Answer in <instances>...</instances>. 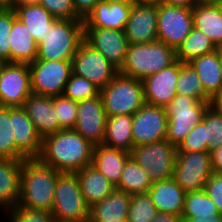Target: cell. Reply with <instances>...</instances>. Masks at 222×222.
<instances>
[{"mask_svg": "<svg viewBox=\"0 0 222 222\" xmlns=\"http://www.w3.org/2000/svg\"><path fill=\"white\" fill-rule=\"evenodd\" d=\"M93 148L74 129H62L43 138L39 159L61 173H76L92 164Z\"/></svg>", "mask_w": 222, "mask_h": 222, "instance_id": "6da1fadb", "label": "cell"}, {"mask_svg": "<svg viewBox=\"0 0 222 222\" xmlns=\"http://www.w3.org/2000/svg\"><path fill=\"white\" fill-rule=\"evenodd\" d=\"M61 172L39 158L22 160L18 206L52 212L56 181Z\"/></svg>", "mask_w": 222, "mask_h": 222, "instance_id": "7a4b0ae2", "label": "cell"}, {"mask_svg": "<svg viewBox=\"0 0 222 222\" xmlns=\"http://www.w3.org/2000/svg\"><path fill=\"white\" fill-rule=\"evenodd\" d=\"M177 61L176 51L162 41L129 44L119 73L135 79L144 78L167 68Z\"/></svg>", "mask_w": 222, "mask_h": 222, "instance_id": "3957f363", "label": "cell"}, {"mask_svg": "<svg viewBox=\"0 0 222 222\" xmlns=\"http://www.w3.org/2000/svg\"><path fill=\"white\" fill-rule=\"evenodd\" d=\"M83 41V20L58 19L38 44L36 60L71 61Z\"/></svg>", "mask_w": 222, "mask_h": 222, "instance_id": "277c9868", "label": "cell"}, {"mask_svg": "<svg viewBox=\"0 0 222 222\" xmlns=\"http://www.w3.org/2000/svg\"><path fill=\"white\" fill-rule=\"evenodd\" d=\"M100 96L107 117L133 115L145 104L142 80L122 73L100 90Z\"/></svg>", "mask_w": 222, "mask_h": 222, "instance_id": "5b68a950", "label": "cell"}, {"mask_svg": "<svg viewBox=\"0 0 222 222\" xmlns=\"http://www.w3.org/2000/svg\"><path fill=\"white\" fill-rule=\"evenodd\" d=\"M54 192L51 213L56 222L90 220L91 207L84 200L76 173H61Z\"/></svg>", "mask_w": 222, "mask_h": 222, "instance_id": "8992f818", "label": "cell"}, {"mask_svg": "<svg viewBox=\"0 0 222 222\" xmlns=\"http://www.w3.org/2000/svg\"><path fill=\"white\" fill-rule=\"evenodd\" d=\"M210 102H201L187 95H176L165 107L168 117L166 141L178 146L200 123Z\"/></svg>", "mask_w": 222, "mask_h": 222, "instance_id": "52a82bcc", "label": "cell"}, {"mask_svg": "<svg viewBox=\"0 0 222 222\" xmlns=\"http://www.w3.org/2000/svg\"><path fill=\"white\" fill-rule=\"evenodd\" d=\"M131 157L149 175L152 183L173 178L177 146L162 140L134 146Z\"/></svg>", "mask_w": 222, "mask_h": 222, "instance_id": "ba28073f", "label": "cell"}, {"mask_svg": "<svg viewBox=\"0 0 222 222\" xmlns=\"http://www.w3.org/2000/svg\"><path fill=\"white\" fill-rule=\"evenodd\" d=\"M28 67L32 93L50 97L63 95L72 74L71 61L35 60Z\"/></svg>", "mask_w": 222, "mask_h": 222, "instance_id": "9c48e42d", "label": "cell"}, {"mask_svg": "<svg viewBox=\"0 0 222 222\" xmlns=\"http://www.w3.org/2000/svg\"><path fill=\"white\" fill-rule=\"evenodd\" d=\"M212 173L210 152L177 151L173 179L186 193L204 190Z\"/></svg>", "mask_w": 222, "mask_h": 222, "instance_id": "30bf717a", "label": "cell"}, {"mask_svg": "<svg viewBox=\"0 0 222 222\" xmlns=\"http://www.w3.org/2000/svg\"><path fill=\"white\" fill-rule=\"evenodd\" d=\"M72 73L86 78L100 90L110 83L119 73V69L110 63L100 52L83 41L71 60Z\"/></svg>", "mask_w": 222, "mask_h": 222, "instance_id": "8fae6325", "label": "cell"}, {"mask_svg": "<svg viewBox=\"0 0 222 222\" xmlns=\"http://www.w3.org/2000/svg\"><path fill=\"white\" fill-rule=\"evenodd\" d=\"M192 28V7L158 5L157 40L176 50Z\"/></svg>", "mask_w": 222, "mask_h": 222, "instance_id": "7c38bea8", "label": "cell"}, {"mask_svg": "<svg viewBox=\"0 0 222 222\" xmlns=\"http://www.w3.org/2000/svg\"><path fill=\"white\" fill-rule=\"evenodd\" d=\"M32 94L26 63H4L0 69V105L22 107Z\"/></svg>", "mask_w": 222, "mask_h": 222, "instance_id": "4fadbf2b", "label": "cell"}, {"mask_svg": "<svg viewBox=\"0 0 222 222\" xmlns=\"http://www.w3.org/2000/svg\"><path fill=\"white\" fill-rule=\"evenodd\" d=\"M132 139L134 146L150 144L166 139L168 117L164 107L145 103L132 115Z\"/></svg>", "mask_w": 222, "mask_h": 222, "instance_id": "5bb4252c", "label": "cell"}, {"mask_svg": "<svg viewBox=\"0 0 222 222\" xmlns=\"http://www.w3.org/2000/svg\"><path fill=\"white\" fill-rule=\"evenodd\" d=\"M84 41L120 69L125 61L129 42L124 31L109 28H84Z\"/></svg>", "mask_w": 222, "mask_h": 222, "instance_id": "9a60e30c", "label": "cell"}, {"mask_svg": "<svg viewBox=\"0 0 222 222\" xmlns=\"http://www.w3.org/2000/svg\"><path fill=\"white\" fill-rule=\"evenodd\" d=\"M107 115L101 96L78 102L76 125L73 128L92 145L103 144Z\"/></svg>", "mask_w": 222, "mask_h": 222, "instance_id": "2e32d148", "label": "cell"}, {"mask_svg": "<svg viewBox=\"0 0 222 222\" xmlns=\"http://www.w3.org/2000/svg\"><path fill=\"white\" fill-rule=\"evenodd\" d=\"M183 64L177 60L171 66L142 80L145 103L165 108L172 101L177 95L176 85Z\"/></svg>", "mask_w": 222, "mask_h": 222, "instance_id": "e0dca14e", "label": "cell"}, {"mask_svg": "<svg viewBox=\"0 0 222 222\" xmlns=\"http://www.w3.org/2000/svg\"><path fill=\"white\" fill-rule=\"evenodd\" d=\"M158 6L133 4L124 29L129 44L149 43L157 40Z\"/></svg>", "mask_w": 222, "mask_h": 222, "instance_id": "ac0fdd59", "label": "cell"}, {"mask_svg": "<svg viewBox=\"0 0 222 222\" xmlns=\"http://www.w3.org/2000/svg\"><path fill=\"white\" fill-rule=\"evenodd\" d=\"M12 126L17 146V160L39 158L43 138L22 107H12Z\"/></svg>", "mask_w": 222, "mask_h": 222, "instance_id": "d6986e66", "label": "cell"}, {"mask_svg": "<svg viewBox=\"0 0 222 222\" xmlns=\"http://www.w3.org/2000/svg\"><path fill=\"white\" fill-rule=\"evenodd\" d=\"M22 108L42 138L63 129L59 125L53 97L32 93L24 102Z\"/></svg>", "mask_w": 222, "mask_h": 222, "instance_id": "ffe728a7", "label": "cell"}, {"mask_svg": "<svg viewBox=\"0 0 222 222\" xmlns=\"http://www.w3.org/2000/svg\"><path fill=\"white\" fill-rule=\"evenodd\" d=\"M132 5L100 0L83 20L84 28H109L124 31Z\"/></svg>", "mask_w": 222, "mask_h": 222, "instance_id": "44dd1931", "label": "cell"}, {"mask_svg": "<svg viewBox=\"0 0 222 222\" xmlns=\"http://www.w3.org/2000/svg\"><path fill=\"white\" fill-rule=\"evenodd\" d=\"M22 160L0 158V210L4 214L18 204Z\"/></svg>", "mask_w": 222, "mask_h": 222, "instance_id": "7402d4cb", "label": "cell"}, {"mask_svg": "<svg viewBox=\"0 0 222 222\" xmlns=\"http://www.w3.org/2000/svg\"><path fill=\"white\" fill-rule=\"evenodd\" d=\"M147 193L158 212L182 217L186 192L173 178L153 183Z\"/></svg>", "mask_w": 222, "mask_h": 222, "instance_id": "603a6c76", "label": "cell"}, {"mask_svg": "<svg viewBox=\"0 0 222 222\" xmlns=\"http://www.w3.org/2000/svg\"><path fill=\"white\" fill-rule=\"evenodd\" d=\"M198 74L205 93L212 99L222 93L220 49L187 62Z\"/></svg>", "mask_w": 222, "mask_h": 222, "instance_id": "cb8c5ba5", "label": "cell"}, {"mask_svg": "<svg viewBox=\"0 0 222 222\" xmlns=\"http://www.w3.org/2000/svg\"><path fill=\"white\" fill-rule=\"evenodd\" d=\"M192 13L193 27L205 33L217 49H222V5L196 3Z\"/></svg>", "mask_w": 222, "mask_h": 222, "instance_id": "d4e9b609", "label": "cell"}, {"mask_svg": "<svg viewBox=\"0 0 222 222\" xmlns=\"http://www.w3.org/2000/svg\"><path fill=\"white\" fill-rule=\"evenodd\" d=\"M130 157L131 154L126 151L100 144L93 148L91 165L104 174L110 182L117 186L126 161Z\"/></svg>", "mask_w": 222, "mask_h": 222, "instance_id": "484cf974", "label": "cell"}, {"mask_svg": "<svg viewBox=\"0 0 222 222\" xmlns=\"http://www.w3.org/2000/svg\"><path fill=\"white\" fill-rule=\"evenodd\" d=\"M85 202L92 207L108 197L116 186L92 165L76 172Z\"/></svg>", "mask_w": 222, "mask_h": 222, "instance_id": "4316f807", "label": "cell"}, {"mask_svg": "<svg viewBox=\"0 0 222 222\" xmlns=\"http://www.w3.org/2000/svg\"><path fill=\"white\" fill-rule=\"evenodd\" d=\"M131 196L115 189L108 197L95 203L90 209V222L125 220Z\"/></svg>", "mask_w": 222, "mask_h": 222, "instance_id": "83f0119b", "label": "cell"}, {"mask_svg": "<svg viewBox=\"0 0 222 222\" xmlns=\"http://www.w3.org/2000/svg\"><path fill=\"white\" fill-rule=\"evenodd\" d=\"M37 47L26 25L17 17L10 32V63L34 62L37 58Z\"/></svg>", "mask_w": 222, "mask_h": 222, "instance_id": "f1b7e54d", "label": "cell"}, {"mask_svg": "<svg viewBox=\"0 0 222 222\" xmlns=\"http://www.w3.org/2000/svg\"><path fill=\"white\" fill-rule=\"evenodd\" d=\"M11 8L26 25L37 45L42 42L48 29L58 20L42 5L12 6Z\"/></svg>", "mask_w": 222, "mask_h": 222, "instance_id": "f546056e", "label": "cell"}, {"mask_svg": "<svg viewBox=\"0 0 222 222\" xmlns=\"http://www.w3.org/2000/svg\"><path fill=\"white\" fill-rule=\"evenodd\" d=\"M132 115L107 117L103 144L131 153L134 148L132 139Z\"/></svg>", "mask_w": 222, "mask_h": 222, "instance_id": "4dcf8cb0", "label": "cell"}, {"mask_svg": "<svg viewBox=\"0 0 222 222\" xmlns=\"http://www.w3.org/2000/svg\"><path fill=\"white\" fill-rule=\"evenodd\" d=\"M152 184L147 172L130 157L126 161L116 189L132 196L135 194L147 193Z\"/></svg>", "mask_w": 222, "mask_h": 222, "instance_id": "1f68e13d", "label": "cell"}, {"mask_svg": "<svg viewBox=\"0 0 222 222\" xmlns=\"http://www.w3.org/2000/svg\"><path fill=\"white\" fill-rule=\"evenodd\" d=\"M217 50L209 37L192 28L190 34L181 42L176 51L177 60L187 63L195 57L206 55Z\"/></svg>", "mask_w": 222, "mask_h": 222, "instance_id": "d6a6232c", "label": "cell"}, {"mask_svg": "<svg viewBox=\"0 0 222 222\" xmlns=\"http://www.w3.org/2000/svg\"><path fill=\"white\" fill-rule=\"evenodd\" d=\"M220 214L214 201L208 196L205 190L187 192L184 198L182 222L188 217L210 216Z\"/></svg>", "mask_w": 222, "mask_h": 222, "instance_id": "836d02e7", "label": "cell"}, {"mask_svg": "<svg viewBox=\"0 0 222 222\" xmlns=\"http://www.w3.org/2000/svg\"><path fill=\"white\" fill-rule=\"evenodd\" d=\"M176 92L177 95L194 97L201 102H211V98L202 87L198 74L188 63H184L180 67Z\"/></svg>", "mask_w": 222, "mask_h": 222, "instance_id": "e575fe53", "label": "cell"}, {"mask_svg": "<svg viewBox=\"0 0 222 222\" xmlns=\"http://www.w3.org/2000/svg\"><path fill=\"white\" fill-rule=\"evenodd\" d=\"M12 127V107L0 105V158L17 160V146Z\"/></svg>", "mask_w": 222, "mask_h": 222, "instance_id": "d590c367", "label": "cell"}, {"mask_svg": "<svg viewBox=\"0 0 222 222\" xmlns=\"http://www.w3.org/2000/svg\"><path fill=\"white\" fill-rule=\"evenodd\" d=\"M100 95V89L86 78L71 74L65 84L63 96L73 101L80 102L93 99Z\"/></svg>", "mask_w": 222, "mask_h": 222, "instance_id": "8d00e7d4", "label": "cell"}, {"mask_svg": "<svg viewBox=\"0 0 222 222\" xmlns=\"http://www.w3.org/2000/svg\"><path fill=\"white\" fill-rule=\"evenodd\" d=\"M158 213L148 193L131 196L128 207V222H151Z\"/></svg>", "mask_w": 222, "mask_h": 222, "instance_id": "74e56055", "label": "cell"}, {"mask_svg": "<svg viewBox=\"0 0 222 222\" xmlns=\"http://www.w3.org/2000/svg\"><path fill=\"white\" fill-rule=\"evenodd\" d=\"M202 120L206 124L207 152H210L222 145V117L209 105Z\"/></svg>", "mask_w": 222, "mask_h": 222, "instance_id": "f35d334b", "label": "cell"}, {"mask_svg": "<svg viewBox=\"0 0 222 222\" xmlns=\"http://www.w3.org/2000/svg\"><path fill=\"white\" fill-rule=\"evenodd\" d=\"M16 18V12L11 7H5L0 12V60L4 63H10V32Z\"/></svg>", "mask_w": 222, "mask_h": 222, "instance_id": "ab89813d", "label": "cell"}, {"mask_svg": "<svg viewBox=\"0 0 222 222\" xmlns=\"http://www.w3.org/2000/svg\"><path fill=\"white\" fill-rule=\"evenodd\" d=\"M53 104L59 125L63 129H73L76 125L78 102L61 95L53 97Z\"/></svg>", "mask_w": 222, "mask_h": 222, "instance_id": "60d3db41", "label": "cell"}, {"mask_svg": "<svg viewBox=\"0 0 222 222\" xmlns=\"http://www.w3.org/2000/svg\"><path fill=\"white\" fill-rule=\"evenodd\" d=\"M3 216L7 218L8 222H56L51 212L33 210L18 205L8 209Z\"/></svg>", "mask_w": 222, "mask_h": 222, "instance_id": "b9f144b4", "label": "cell"}, {"mask_svg": "<svg viewBox=\"0 0 222 222\" xmlns=\"http://www.w3.org/2000/svg\"><path fill=\"white\" fill-rule=\"evenodd\" d=\"M177 151L204 152L207 151L206 124L202 120L196 124L190 133L177 146Z\"/></svg>", "mask_w": 222, "mask_h": 222, "instance_id": "7bdbcfd3", "label": "cell"}, {"mask_svg": "<svg viewBox=\"0 0 222 222\" xmlns=\"http://www.w3.org/2000/svg\"><path fill=\"white\" fill-rule=\"evenodd\" d=\"M54 18L82 20L76 13L73 0H41V4Z\"/></svg>", "mask_w": 222, "mask_h": 222, "instance_id": "ee69618b", "label": "cell"}, {"mask_svg": "<svg viewBox=\"0 0 222 222\" xmlns=\"http://www.w3.org/2000/svg\"><path fill=\"white\" fill-rule=\"evenodd\" d=\"M204 190L215 202L219 213L222 215V174L212 173Z\"/></svg>", "mask_w": 222, "mask_h": 222, "instance_id": "f6af8a7d", "label": "cell"}, {"mask_svg": "<svg viewBox=\"0 0 222 222\" xmlns=\"http://www.w3.org/2000/svg\"><path fill=\"white\" fill-rule=\"evenodd\" d=\"M100 0H73L77 15L84 20Z\"/></svg>", "mask_w": 222, "mask_h": 222, "instance_id": "bcb514c9", "label": "cell"}, {"mask_svg": "<svg viewBox=\"0 0 222 222\" xmlns=\"http://www.w3.org/2000/svg\"><path fill=\"white\" fill-rule=\"evenodd\" d=\"M213 173L222 174V145L210 151Z\"/></svg>", "mask_w": 222, "mask_h": 222, "instance_id": "7dc6e473", "label": "cell"}, {"mask_svg": "<svg viewBox=\"0 0 222 222\" xmlns=\"http://www.w3.org/2000/svg\"><path fill=\"white\" fill-rule=\"evenodd\" d=\"M184 222H222L221 214L188 217Z\"/></svg>", "mask_w": 222, "mask_h": 222, "instance_id": "c3c4849f", "label": "cell"}, {"mask_svg": "<svg viewBox=\"0 0 222 222\" xmlns=\"http://www.w3.org/2000/svg\"><path fill=\"white\" fill-rule=\"evenodd\" d=\"M151 222H182V219L175 214L158 212Z\"/></svg>", "mask_w": 222, "mask_h": 222, "instance_id": "681fc988", "label": "cell"}, {"mask_svg": "<svg viewBox=\"0 0 222 222\" xmlns=\"http://www.w3.org/2000/svg\"><path fill=\"white\" fill-rule=\"evenodd\" d=\"M161 3L174 6L193 7L196 4V0H161Z\"/></svg>", "mask_w": 222, "mask_h": 222, "instance_id": "f907efd6", "label": "cell"}, {"mask_svg": "<svg viewBox=\"0 0 222 222\" xmlns=\"http://www.w3.org/2000/svg\"><path fill=\"white\" fill-rule=\"evenodd\" d=\"M210 106L222 117V93L211 99Z\"/></svg>", "mask_w": 222, "mask_h": 222, "instance_id": "816d5d0a", "label": "cell"}, {"mask_svg": "<svg viewBox=\"0 0 222 222\" xmlns=\"http://www.w3.org/2000/svg\"><path fill=\"white\" fill-rule=\"evenodd\" d=\"M40 5L41 0H13L12 6Z\"/></svg>", "mask_w": 222, "mask_h": 222, "instance_id": "f5cc1de1", "label": "cell"}, {"mask_svg": "<svg viewBox=\"0 0 222 222\" xmlns=\"http://www.w3.org/2000/svg\"><path fill=\"white\" fill-rule=\"evenodd\" d=\"M136 4L159 5L161 0H135Z\"/></svg>", "mask_w": 222, "mask_h": 222, "instance_id": "db71d44e", "label": "cell"}, {"mask_svg": "<svg viewBox=\"0 0 222 222\" xmlns=\"http://www.w3.org/2000/svg\"><path fill=\"white\" fill-rule=\"evenodd\" d=\"M198 4H222V0H196Z\"/></svg>", "mask_w": 222, "mask_h": 222, "instance_id": "11a10c76", "label": "cell"}, {"mask_svg": "<svg viewBox=\"0 0 222 222\" xmlns=\"http://www.w3.org/2000/svg\"><path fill=\"white\" fill-rule=\"evenodd\" d=\"M13 0H0V5L4 7H12Z\"/></svg>", "mask_w": 222, "mask_h": 222, "instance_id": "9f6ffc18", "label": "cell"}, {"mask_svg": "<svg viewBox=\"0 0 222 222\" xmlns=\"http://www.w3.org/2000/svg\"><path fill=\"white\" fill-rule=\"evenodd\" d=\"M109 2H123L129 5L135 4V0H107Z\"/></svg>", "mask_w": 222, "mask_h": 222, "instance_id": "6f0895ef", "label": "cell"}, {"mask_svg": "<svg viewBox=\"0 0 222 222\" xmlns=\"http://www.w3.org/2000/svg\"><path fill=\"white\" fill-rule=\"evenodd\" d=\"M220 75L222 79V49H220Z\"/></svg>", "mask_w": 222, "mask_h": 222, "instance_id": "680465c9", "label": "cell"}, {"mask_svg": "<svg viewBox=\"0 0 222 222\" xmlns=\"http://www.w3.org/2000/svg\"><path fill=\"white\" fill-rule=\"evenodd\" d=\"M113 222H128V220L127 219H125V220H116V221H113Z\"/></svg>", "mask_w": 222, "mask_h": 222, "instance_id": "91938a15", "label": "cell"}, {"mask_svg": "<svg viewBox=\"0 0 222 222\" xmlns=\"http://www.w3.org/2000/svg\"><path fill=\"white\" fill-rule=\"evenodd\" d=\"M4 62L2 60H0V69L3 66Z\"/></svg>", "mask_w": 222, "mask_h": 222, "instance_id": "94428289", "label": "cell"}, {"mask_svg": "<svg viewBox=\"0 0 222 222\" xmlns=\"http://www.w3.org/2000/svg\"><path fill=\"white\" fill-rule=\"evenodd\" d=\"M5 7L0 5V12L4 9Z\"/></svg>", "mask_w": 222, "mask_h": 222, "instance_id": "6125c7cd", "label": "cell"}]
</instances>
